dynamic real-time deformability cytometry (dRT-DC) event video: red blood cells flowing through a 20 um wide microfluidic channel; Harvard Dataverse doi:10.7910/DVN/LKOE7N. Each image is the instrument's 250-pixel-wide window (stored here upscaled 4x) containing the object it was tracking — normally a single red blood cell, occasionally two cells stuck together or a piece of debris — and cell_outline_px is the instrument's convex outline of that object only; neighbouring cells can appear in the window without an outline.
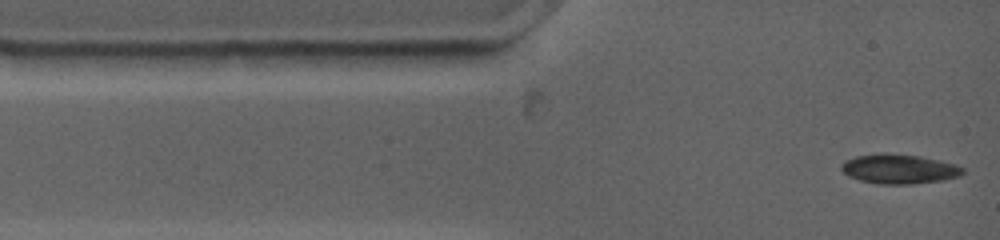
{"species": "common noctule bat (a hibernating species)", "species_latin": "Nyctalus noctula", "temperature_condition": "warm", "stored_images_in_passage": 10, "camera_frame_rate_fps": 4500, "um_per_image_px": 0.085, "animal": {"sex": "female", "body_mass_g": 19.0, "forearm_length_mm": 53.3}, "frame": {"image": 1, "passage_image": 1, "time_ms": 0.0, "image_size_px": [1000, 240], "cell_outline_px": [[964, 172], [960, 176], [944, 180], [912, 184], [876, 184], [860, 180], [848, 176], [840, 168], [840, 164], [844, 160], [856, 156], [920, 156], [940, 160], [956, 164], [964, 168]], "centroid_in_image_um": [76.47, 14.41], "position_along_channel_um": 8.5, "area_um2": 20.29}}
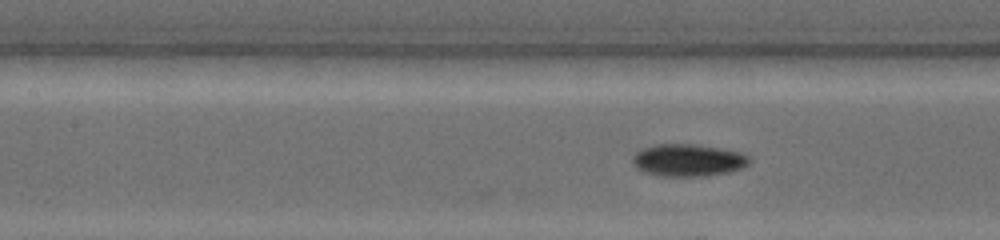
{"frame": {"image": 2, "passage_image": 10, "time_ms": 4.667, "image_size_px": [1000, 240], "cell_outline_px": [[752, 160], [744, 168], [728, 172], [708, 176], [664, 176], [644, 172], [636, 168], [632, 164], [632, 156], [640, 148], [656, 144], [696, 144], [744, 152]], "centroid_in_image_um": [58.5, 13.61], "position_along_channel_um": 148.9, "area_um2": 22.37}}